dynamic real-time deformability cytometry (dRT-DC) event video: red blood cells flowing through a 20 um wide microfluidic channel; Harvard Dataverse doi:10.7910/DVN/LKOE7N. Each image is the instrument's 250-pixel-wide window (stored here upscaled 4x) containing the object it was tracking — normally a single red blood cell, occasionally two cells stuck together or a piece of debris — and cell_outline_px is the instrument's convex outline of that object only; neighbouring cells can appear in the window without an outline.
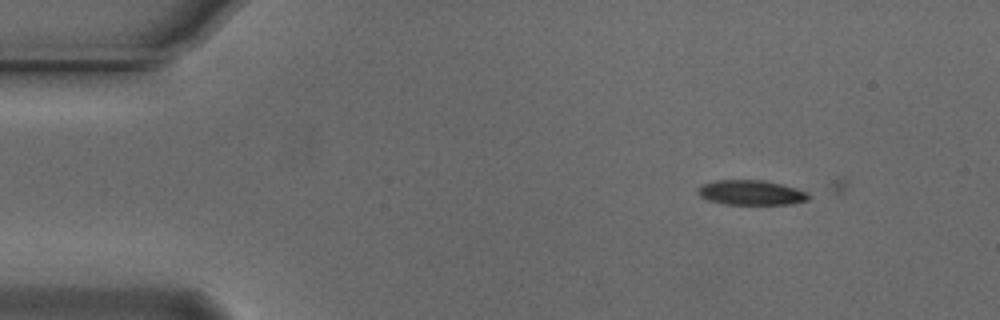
{"species": "Egyptian fruit bat (a non-hibernating species)", "species_latin": "Rousettus aegyptiacus", "temperature_condition": "cold", "stored_images_in_passage": 3, "camera_frame_rate_fps": 3000, "um_per_image_px": 0.085, "animal": {"sex": "male"}, "frame": {"image": 1, "passage_image": 1, "time_ms": 0.0, "image_size_px": [1000, 320], "cell_outline_px": [[808, 200], [792, 204], [724, 204], [708, 200], [700, 196], [696, 192], [696, 188], [700, 184], [716, 180], [764, 180], [796, 188], [804, 192], [808, 196]], "centroid_in_image_um": [63.76, 16.37], "position_along_channel_um": 21.2, "area_um2": 16.01}}